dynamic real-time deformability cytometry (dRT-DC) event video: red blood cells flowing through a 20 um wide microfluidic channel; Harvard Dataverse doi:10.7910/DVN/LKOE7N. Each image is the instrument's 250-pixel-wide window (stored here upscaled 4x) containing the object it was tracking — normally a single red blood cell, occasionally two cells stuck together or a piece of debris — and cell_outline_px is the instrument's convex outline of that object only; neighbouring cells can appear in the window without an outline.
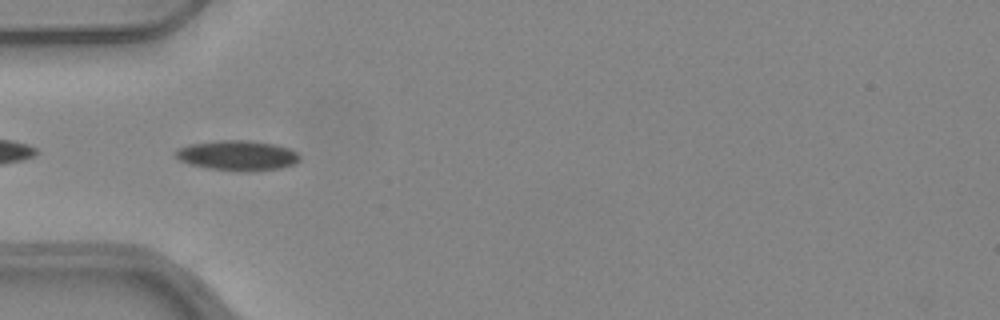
{"species": "common noctule bat (a hibernating species)", "species_latin": "Nyctalus noctula", "temperature_condition": "warm", "stored_images_in_passage": 27, "camera_frame_rate_fps": 3000, "um_per_image_px": 0.085, "animal": {"sex": "female", "body_mass_g": 24.6, "forearm_length_mm": 56.2}, "frame": {"image": 1, "passage_image": 2, "time_ms": 0.333, "image_size_px": [1000, 320], "cell_outline_px": [[300, 160], [292, 164], [280, 168], [248, 172], [240, 172], [208, 168], [188, 164], [180, 160], [172, 152], [176, 148], [188, 144], [220, 140], [248, 140], [276, 144], [288, 148], [296, 152], [300, 156]], "centroid_in_image_um": [20.14, 13.21], "position_along_channel_um": 64.9, "area_um2": 22.02}}
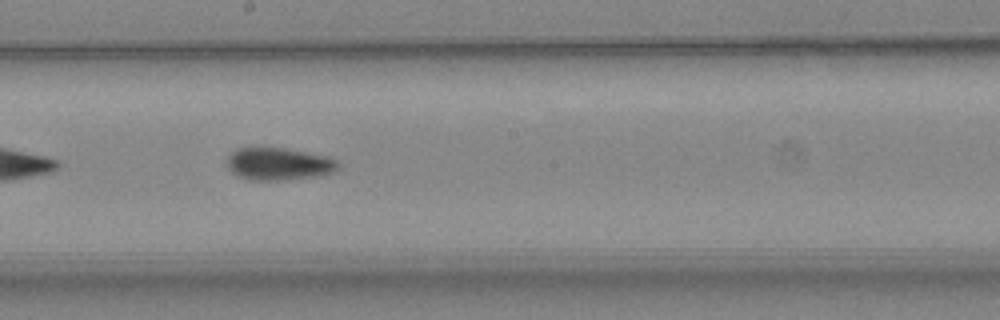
{"frame": {"image": 2, "passage_image": 14, "time_ms": 4.333, "image_size_px": [1000, 320], "cell_outline_px": [[340, 164], [336, 172], [320, 176], [284, 180], [248, 180], [236, 176], [228, 168], [228, 156], [236, 148], [284, 148], [328, 156], [336, 160]], "centroid_in_image_um": [23.72, 13.95], "position_along_channel_um": 224.5, "area_um2": 21.21}}
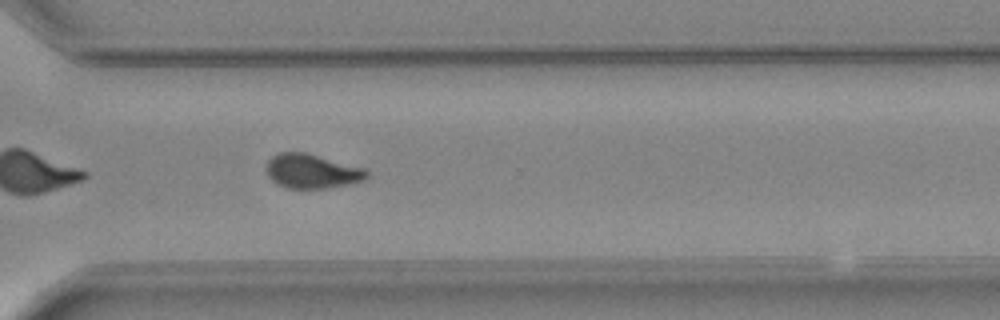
{"frame": {"image": 3, "passage_image": 23, "time_ms": 7.333, "image_size_px": [1000, 320], "cell_outline_px": [[372, 176], [364, 180], [352, 184], [328, 188], [284, 188], [276, 184], [268, 176], [264, 168], [268, 160], [272, 156], [280, 152], [304, 152], [368, 168]], "centroid_in_image_um": [26.56, 14.56], "position_along_channel_um": 344.0, "area_um2": 20.69}, "authors_computed_cell_mechanics": {"area_um2": 20.8658, "velocity_mm_per_s": 4.0, "shape_relaxation_time_tau1_ms": 5.4764, "shape_relaxation_time_tau2_ms": 3.0404, "deformation_change_tau1": 0.1437, "deformation_change_tau2": 0.0791}}